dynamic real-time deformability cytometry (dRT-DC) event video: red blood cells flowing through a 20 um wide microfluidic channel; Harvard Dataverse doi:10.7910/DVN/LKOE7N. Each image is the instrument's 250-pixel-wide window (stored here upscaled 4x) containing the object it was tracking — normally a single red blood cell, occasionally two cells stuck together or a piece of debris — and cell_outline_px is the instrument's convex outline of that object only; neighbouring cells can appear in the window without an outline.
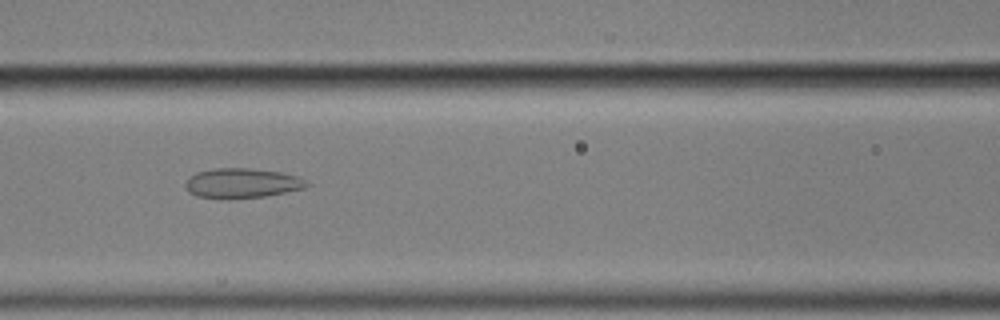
{"species": "common noctule bat (a hibernating species)", "species_latin": "Nyctalus noctula", "temperature_condition": "cold", "stored_images_in_passage": 56, "camera_frame_rate_fps": 3000, "um_per_image_px": 0.085, "animal": {"sex": "male", "body_mass_g": 17.9}, "frame": {"image": 1, "passage_image": 24, "time_ms": 7.667, "image_size_px": [1000, 320], "cell_outline_px": [[308, 184], [304, 188], [264, 196], [228, 200], [196, 196], [188, 192], [184, 184], [188, 176], [196, 172], [216, 168], [248, 168], [280, 172], [296, 176], [308, 180]], "centroid_in_image_um": [20.5, 15.58], "position_along_channel_um": 146.1, "area_um2": 21.27}}
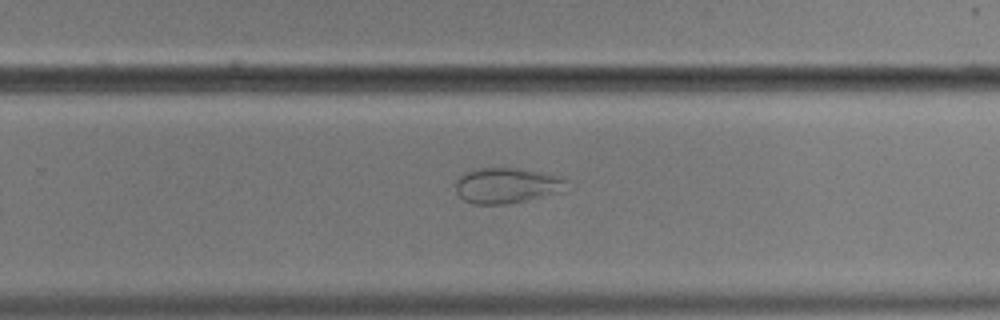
{"frame": {"image": 2, "passage_image": 36, "time_ms": 11.667, "image_size_px": [1000, 320], "cell_outline_px": [[568, 180], [560, 192], [508, 204], [472, 204], [464, 200], [456, 192], [456, 176], [472, 168], [516, 168], [564, 176]], "centroid_in_image_um": [43.02, 15.75], "position_along_channel_um": 286.8, "area_um2": 23.12}}
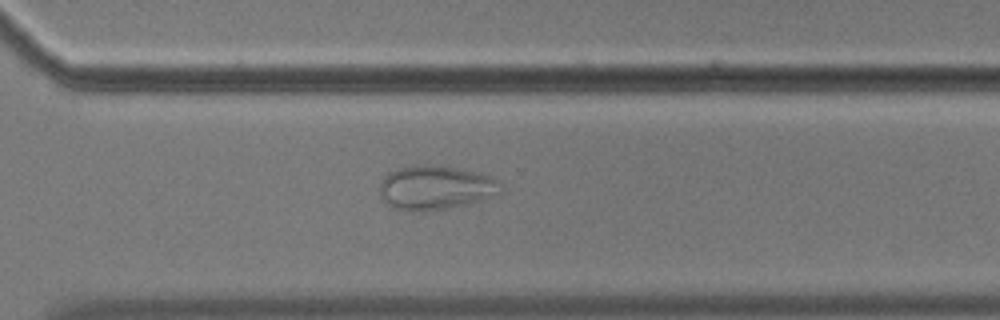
{"frame": {"image": 3, "passage_image": 40, "time_ms": 13.0, "image_size_px": [1000, 320], "cell_outline_px": [[504, 188], [500, 192], [484, 200], [468, 204], [444, 208], [392, 208], [380, 196], [380, 180], [388, 172], [396, 168], [412, 164], [428, 164], [456, 168], [492, 176], [500, 180]], "centroid_in_image_um": [37.05, 15.89], "position_along_channel_um": 333.5, "area_um2": 30.81}, "authors_computed_cell_mechanics": {"area_um2": 29.2179, "velocity_mm_per_s": 3.5314, "shape_relaxation_time_tau1_ms": null, "shape_relaxation_time_tau2_ms": 1.1772, "deformation_change_tau1": null, "deformation_change_tau2": 0.0538}}